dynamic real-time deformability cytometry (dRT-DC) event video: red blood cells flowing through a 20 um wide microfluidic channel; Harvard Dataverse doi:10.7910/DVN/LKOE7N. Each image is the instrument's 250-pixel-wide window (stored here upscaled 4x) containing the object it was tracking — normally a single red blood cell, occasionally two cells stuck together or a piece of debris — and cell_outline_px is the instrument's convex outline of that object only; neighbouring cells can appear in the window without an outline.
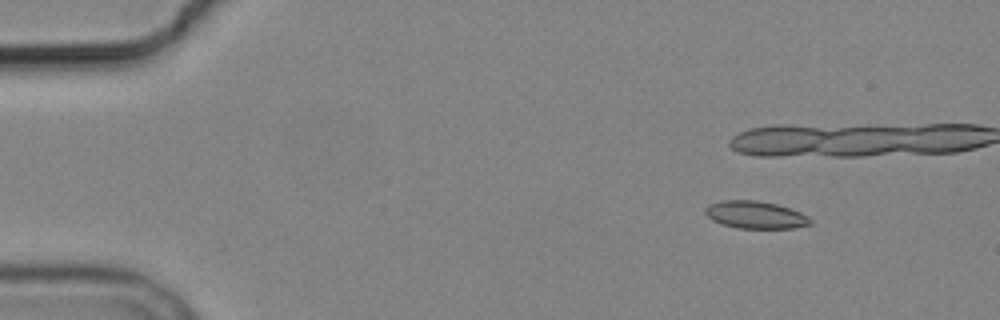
{"species": "common noctule bat (a hibernating species)", "species_latin": "Nyctalus noctula", "temperature_condition": "cold", "stored_images_in_passage": 9, "camera_frame_rate_fps": 3000, "um_per_image_px": 0.085, "animal": {"sex": "male", "body_mass_g": 19.2, "forearm_length_mm": 51.8}, "frame": {"image": 1, "passage_image": 2, "time_ms": 1.0, "image_size_px": [1000, 320], "cell_outline_px": [[812, 224], [792, 228], [736, 228], [712, 220], [704, 212], [704, 208], [708, 204], [720, 200], [756, 200], [776, 204], [792, 208], [808, 216], [812, 220]], "centroid_in_image_um": [64.21, 18.25], "position_along_channel_um": 20.8, "area_um2": 16.94}}
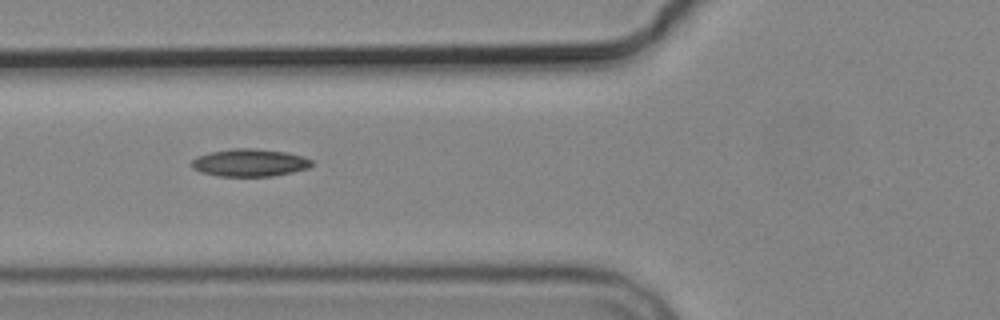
{"frame": {"image": 2, "passage_image": 8, "time_ms": 8.333, "image_size_px": [1000, 320], "cell_outline_px": [[312, 164], [308, 168], [292, 172], [272, 176], [220, 176], [200, 172], [192, 168], [192, 160], [196, 156], [208, 152], [232, 148], [256, 148], [284, 152], [304, 156], [312, 160]], "centroid_in_image_um": [21.2, 13.82], "position_along_channel_um": 104.6, "area_um2": 19.36}}
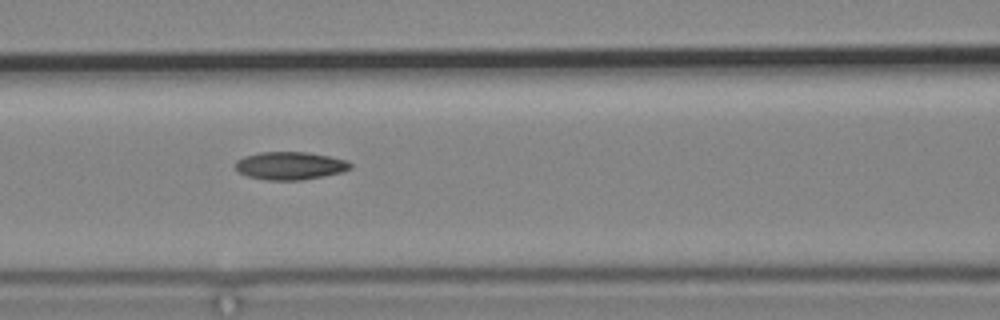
{"frame": {"image": 3, "passage_image": 9, "time_ms": 9.333, "image_size_px": [1000, 320], "cell_outline_px": [[352, 168], [340, 172], [324, 176], [300, 180], [264, 180], [248, 176], [240, 172], [236, 168], [236, 160], [244, 156], [260, 152], [308, 152], [348, 160], [352, 164]], "centroid_in_image_um": [24.67, 14.08], "position_along_channel_um": 141.9, "area_um2": 18.67}}